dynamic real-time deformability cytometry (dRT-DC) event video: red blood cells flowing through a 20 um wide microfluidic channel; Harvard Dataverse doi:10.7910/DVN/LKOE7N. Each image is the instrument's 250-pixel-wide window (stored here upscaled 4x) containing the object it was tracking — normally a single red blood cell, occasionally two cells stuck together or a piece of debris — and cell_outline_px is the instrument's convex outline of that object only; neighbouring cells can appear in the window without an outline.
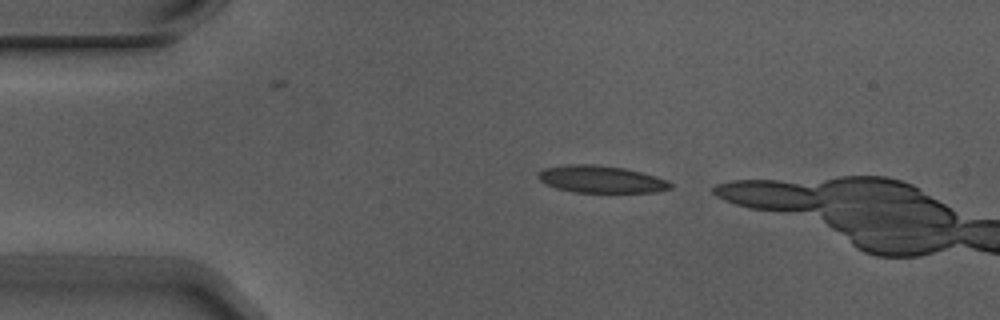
{"species": "Egyptian fruit bat (a non-hibernating species)", "species_latin": "Rousettus aegyptiacus", "temperature_condition": "warm", "stored_images_in_passage": 2, "camera_frame_rate_fps": 3000, "um_per_image_px": 0.085, "animal": {"sex": "male"}, "frame": {"image": 1, "passage_image": 2, "time_ms": 0.333, "image_size_px": [1000, 320], "cell_outline_px": [[672, 188], [656, 192], [572, 192], [556, 188], [540, 180], [536, 176], [544, 168], [568, 164], [596, 164], [624, 168], [656, 176], [668, 180], [672, 184]], "centroid_in_image_um": [51.1, 15.23], "position_along_channel_um": 33.9, "area_um2": 20.92}}